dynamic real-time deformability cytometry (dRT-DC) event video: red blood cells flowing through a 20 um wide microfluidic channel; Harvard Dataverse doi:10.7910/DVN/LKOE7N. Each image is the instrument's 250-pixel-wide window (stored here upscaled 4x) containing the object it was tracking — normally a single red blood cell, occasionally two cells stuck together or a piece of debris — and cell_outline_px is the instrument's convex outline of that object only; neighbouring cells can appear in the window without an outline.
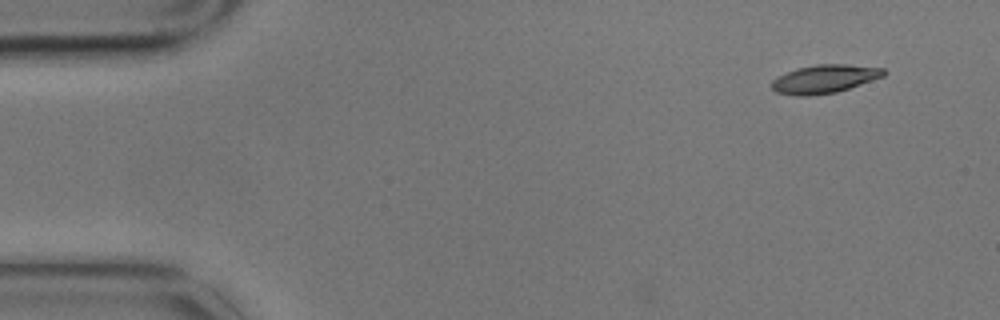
{"species": "common noctule bat (a hibernating species)", "species_latin": "Nyctalus noctula", "temperature_condition": "cold", "stored_images_in_passage": 8, "camera_frame_rate_fps": 3000, "um_per_image_px": 0.085, "animal": {"sex": "male", "body_mass_g": 17.9}, "frame": {"image": 1, "passage_image": 1, "time_ms": 0.0, "image_size_px": [1000, 320], "cell_outline_px": [[888, 72], [884, 76], [836, 92], [808, 96], [796, 96], [776, 92], [772, 88], [772, 80], [776, 76], [796, 68], [816, 64], [844, 64], [884, 68]], "centroid_in_image_um": [70.06, 6.7], "position_along_channel_um": 14.9, "area_um2": 18.55}}
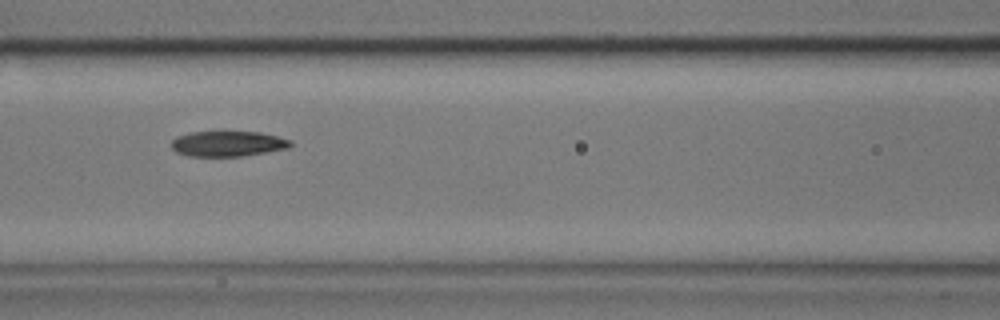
{"frame": {"image": 2, "passage_image": 5, "time_ms": 1.333, "image_size_px": [1000, 320], "cell_outline_px": [[292, 144], [288, 148], [244, 156], [188, 156], [176, 152], [172, 148], [172, 140], [176, 136], [192, 132], [224, 128], [260, 132], [292, 140]], "centroid_in_image_um": [19.35, 12.16], "position_along_channel_um": 147.2, "area_um2": 18.55}}
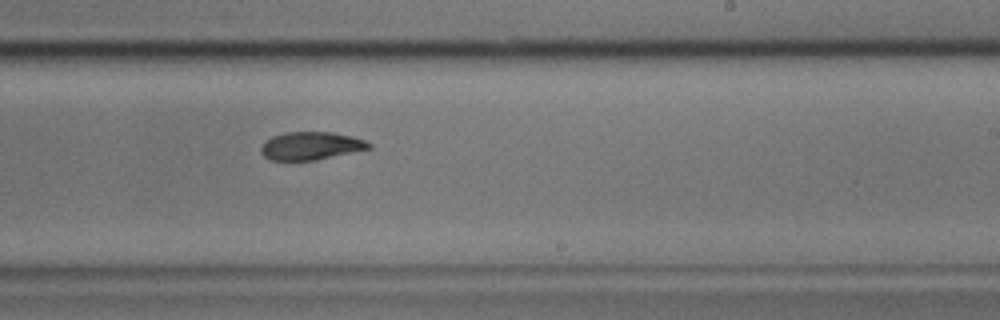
{"frame": {"image": 3, "passage_image": 8, "time_ms": 2.333, "image_size_px": [1000, 320], "cell_outline_px": [[372, 148], [316, 160], [268, 160], [260, 152], [260, 148], [272, 136], [288, 132], [332, 132], [352, 136], [364, 140], [372, 144]], "centroid_in_image_um": [26.44, 12.4], "position_along_channel_um": 262.6, "area_um2": 17.51}}